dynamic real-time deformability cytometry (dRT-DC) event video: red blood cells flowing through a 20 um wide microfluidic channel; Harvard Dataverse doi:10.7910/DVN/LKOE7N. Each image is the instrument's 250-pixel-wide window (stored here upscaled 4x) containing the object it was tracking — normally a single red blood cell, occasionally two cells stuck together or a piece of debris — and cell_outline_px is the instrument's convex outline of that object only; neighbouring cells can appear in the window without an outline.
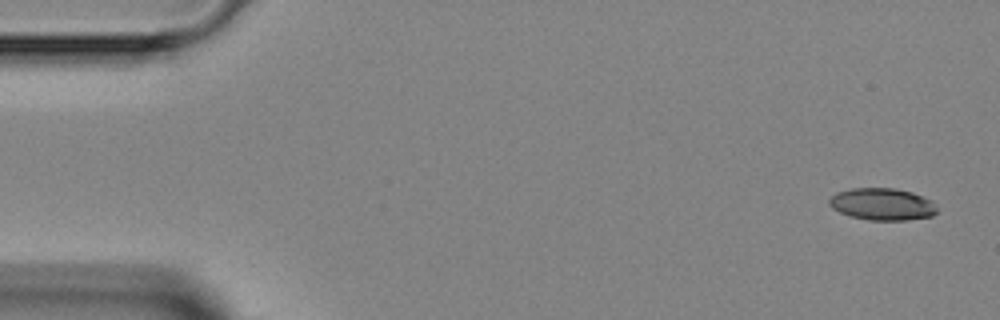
{"species": "Egyptian fruit bat (a non-hibernating species)", "species_latin": "Rousettus aegyptiacus", "temperature_condition": "room temperature", "stored_images_in_passage": 4, "camera_frame_rate_fps": 3000, "um_per_image_px": 0.085, "animal": {"sex": "female"}, "frame": {"image": 1, "passage_image": 1, "time_ms": 0.0, "image_size_px": [1000, 320], "cell_outline_px": [[936, 212], [932, 216], [908, 220], [868, 220], [852, 216], [840, 212], [832, 208], [828, 204], [828, 200], [836, 192], [852, 188], [896, 188], [912, 192], [932, 200], [936, 208]], "centroid_in_image_um": [74.99, 17.35], "position_along_channel_um": 10.0, "area_um2": 20.17}}
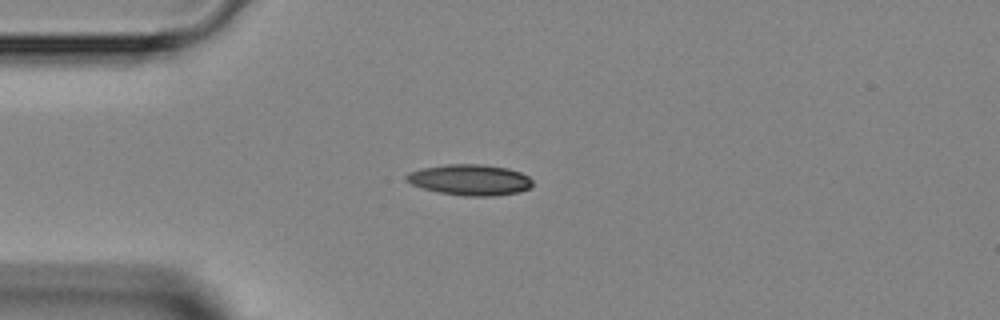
{"frame": {"image": 2, "passage_image": 3, "time_ms": 3.333, "image_size_px": [1000, 320], "cell_outline_px": [[532, 184], [528, 188], [520, 192], [492, 196], [464, 196], [440, 192], [424, 188], [412, 184], [404, 180], [404, 176], [408, 172], [420, 168], [448, 164], [484, 164], [508, 168], [520, 172], [528, 176], [532, 180]], "centroid_in_image_um": [39.93, 15.27], "position_along_channel_um": 45.1, "area_um2": 22.77}}